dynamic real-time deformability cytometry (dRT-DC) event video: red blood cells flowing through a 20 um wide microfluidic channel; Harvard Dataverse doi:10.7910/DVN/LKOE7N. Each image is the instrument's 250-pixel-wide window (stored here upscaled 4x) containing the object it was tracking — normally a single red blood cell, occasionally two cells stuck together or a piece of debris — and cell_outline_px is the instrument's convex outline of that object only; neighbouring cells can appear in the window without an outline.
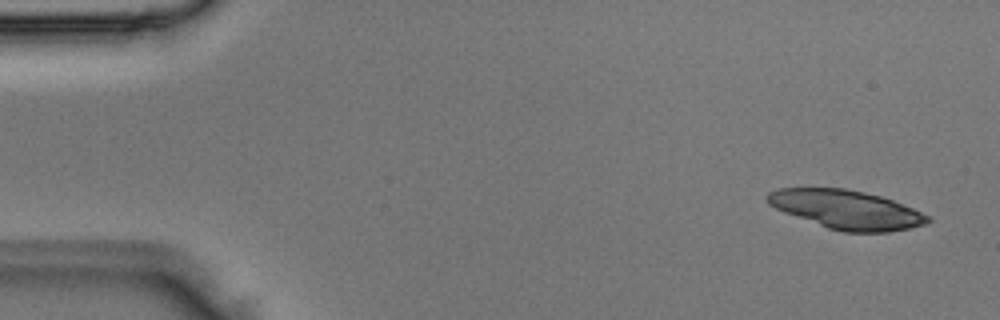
{"species": "Egyptian fruit bat (a non-hibernating species)", "species_latin": "Rousettus aegyptiacus", "temperature_condition": "room temperature", "stored_images_in_passage": 4, "camera_frame_rate_fps": 3000, "um_per_image_px": 0.085, "animal": {"sex": "male"}, "frame": {"image": 1, "passage_image": 1, "time_ms": 0.0, "image_size_px": [1000, 320], "cell_outline_px": [[932, 220], [928, 224], [888, 232], [844, 232], [828, 228], [784, 212], [768, 204], [764, 196], [768, 192], [776, 188], [844, 188], [864, 192], [880, 196], [892, 200], [932, 216]], "centroid_in_image_um": [71.95, 17.81], "position_along_channel_um": 13.1, "area_um2": 36.3}}